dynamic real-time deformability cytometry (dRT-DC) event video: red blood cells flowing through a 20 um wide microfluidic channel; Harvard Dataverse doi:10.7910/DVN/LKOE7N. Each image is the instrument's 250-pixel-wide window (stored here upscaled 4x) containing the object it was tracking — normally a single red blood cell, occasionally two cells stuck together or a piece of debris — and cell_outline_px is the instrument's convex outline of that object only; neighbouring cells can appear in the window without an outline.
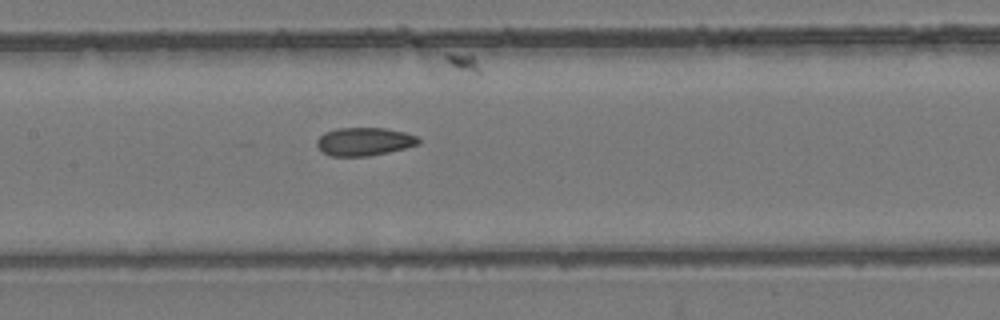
{"species": "common noctule bat (a hibernating species)", "species_latin": "Nyctalus noctula", "temperature_condition": "room temperature", "stored_images_in_passage": 9, "camera_frame_rate_fps": 3000, "um_per_image_px": 0.085, "animal": {"sex": "female", "body_mass_g": 24.6, "forearm_length_mm": 56.2}, "frame": {"image": 1, "passage_image": 9, "time_ms": 10.0, "image_size_px": [1000, 320], "cell_outline_px": [[420, 144], [388, 152], [368, 156], [332, 156], [324, 152], [316, 144], [316, 140], [324, 132], [336, 128], [384, 128], [404, 132], [416, 136], [420, 140]], "centroid_in_image_um": [30.95, 12.02], "position_along_channel_um": 176.4, "area_um2": 16.59}}